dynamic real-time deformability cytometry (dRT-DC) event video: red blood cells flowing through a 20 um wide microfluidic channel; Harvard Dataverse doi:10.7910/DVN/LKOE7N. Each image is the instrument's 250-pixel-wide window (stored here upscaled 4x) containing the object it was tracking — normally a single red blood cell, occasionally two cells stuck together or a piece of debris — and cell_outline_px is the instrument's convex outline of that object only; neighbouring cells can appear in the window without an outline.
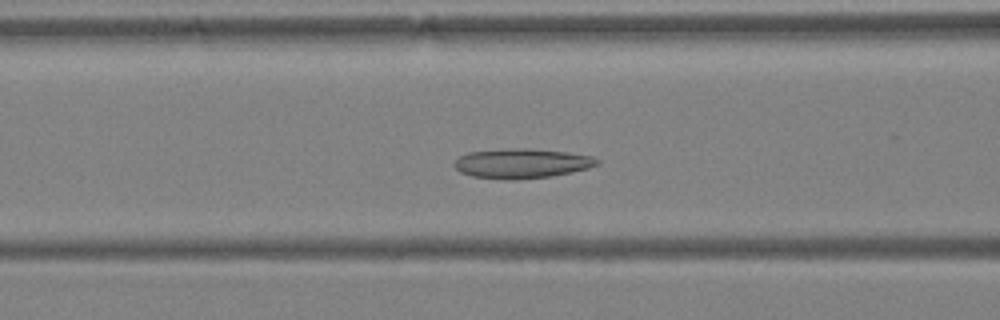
{"species": "Egyptian fruit bat (a non-hibernating species)", "species_latin": "Rousettus aegyptiacus", "temperature_condition": "warm", "stored_images_in_passage": 49, "camera_frame_rate_fps": 3000, "um_per_image_px": 0.085, "animal": {"sex": "female"}, "frame": {"image": 1, "passage_image": 21, "time_ms": 6.667, "image_size_px": [1000, 320], "cell_outline_px": [[600, 164], [588, 168], [572, 172], [552, 176], [512, 180], [472, 176], [460, 172], [452, 164], [460, 156], [468, 152], [516, 148], [528, 148], [568, 152], [592, 156], [600, 160]], "centroid_in_image_um": [44.38, 13.89], "position_along_channel_um": 122.2, "area_um2": 24.68}}
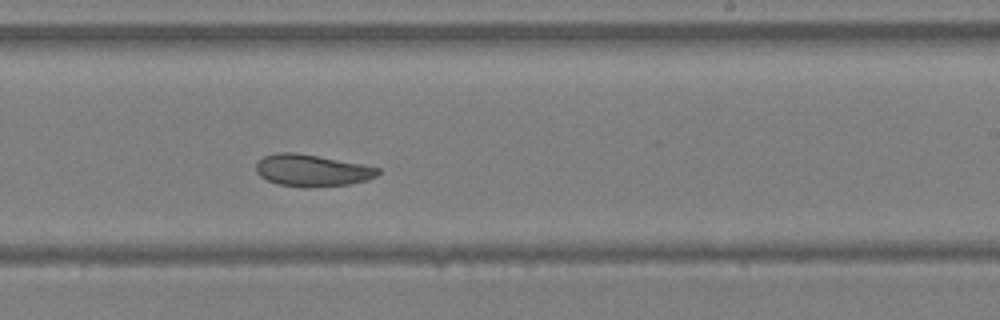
{"frame": {"image": 2, "passage_image": 31, "time_ms": 10.0, "image_size_px": [1000, 320], "cell_outline_px": [[380, 172], [376, 176], [368, 180], [348, 184], [304, 188], [280, 184], [268, 180], [260, 176], [256, 172], [256, 164], [264, 156], [276, 152], [296, 152], [364, 164], [380, 168]], "centroid_in_image_um": [26.53, 14.48], "position_along_channel_um": 262.5, "area_um2": 22.72}}
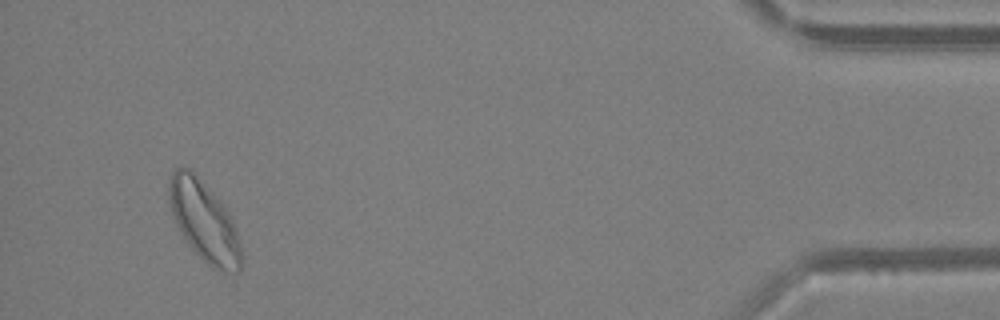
{"frame": {"image": 3, "passage_image": 47, "time_ms": 15.333, "image_size_px": [1000, 320], "cell_outline_px": [[244, 260], [240, 272], [220, 272], [212, 268], [188, 244], [180, 232], [176, 224], [168, 200], [168, 180], [172, 172], [176, 168], [192, 168], [220, 200], [228, 212], [232, 220], [244, 252]], "centroid_in_image_um": [17.38, 18.82], "position_along_channel_um": 417.8, "area_um2": 34.33}, "authors_computed_cell_mechanics": {"area_um2": 27.0504, "velocity_mm_per_s": 4.215, "shape_relaxation_time_tau1_ms": 7.1896, "shape_relaxation_time_tau2_ms": null, "deformation_change_tau1": 0.1821, "deformation_change_tau2": null}}